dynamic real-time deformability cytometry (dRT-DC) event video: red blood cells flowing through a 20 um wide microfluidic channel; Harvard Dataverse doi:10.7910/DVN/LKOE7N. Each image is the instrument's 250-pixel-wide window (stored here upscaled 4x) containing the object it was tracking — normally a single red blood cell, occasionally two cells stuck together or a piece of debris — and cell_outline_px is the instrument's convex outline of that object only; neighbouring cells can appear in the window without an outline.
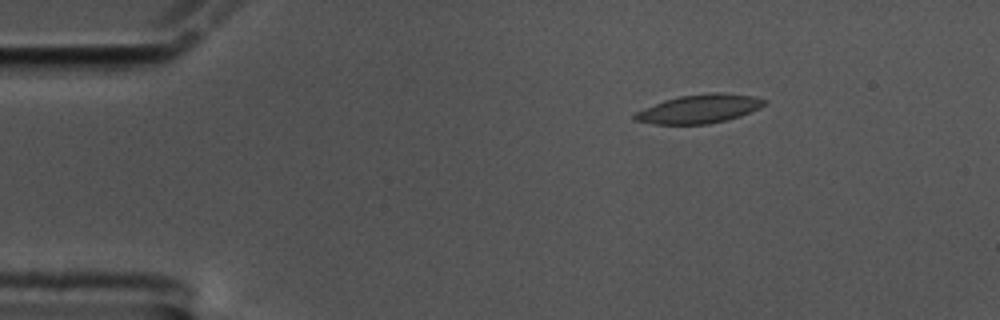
{"species": "common noctule bat (a hibernating species)", "species_latin": "Nyctalus noctula", "temperature_condition": "cold", "stored_images_in_passage": 51, "camera_frame_rate_fps": 3000, "um_per_image_px": 0.085, "animal": {"sex": "male", "body_mass_g": 17.5, "forearm_length_mm": 52.3}, "frame": {"image": 1, "passage_image": 1, "time_ms": 0.0, "image_size_px": [1000, 320], "cell_outline_px": [[764, 104], [760, 108], [740, 116], [708, 124], [656, 124], [636, 120], [632, 116], [636, 112], [664, 100], [680, 96], [748, 96], [764, 100]], "centroid_in_image_um": [59.34, 9.32], "position_along_channel_um": 25.7, "area_um2": 20.06}}
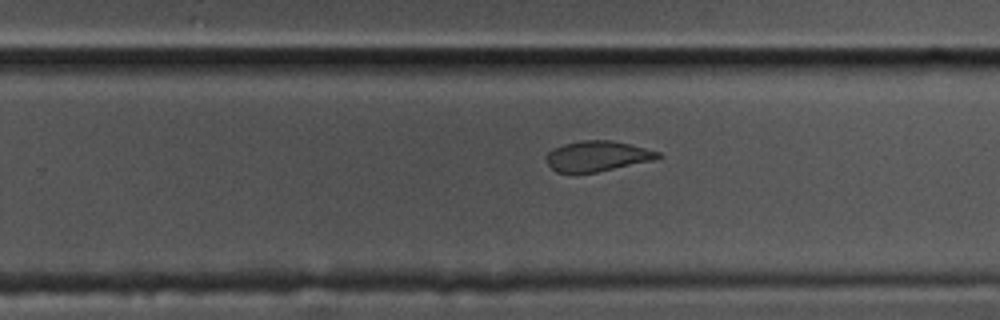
{"frame": {"image": 2, "passage_image": 29, "time_ms": 9.333, "image_size_px": [1000, 320], "cell_outline_px": [[664, 156], [656, 160], [596, 172], [556, 172], [548, 164], [544, 156], [552, 148], [564, 144], [580, 140], [612, 140], [660, 152]], "centroid_in_image_um": [50.78, 13.26], "position_along_channel_um": 279.0, "area_um2": 19.83}}
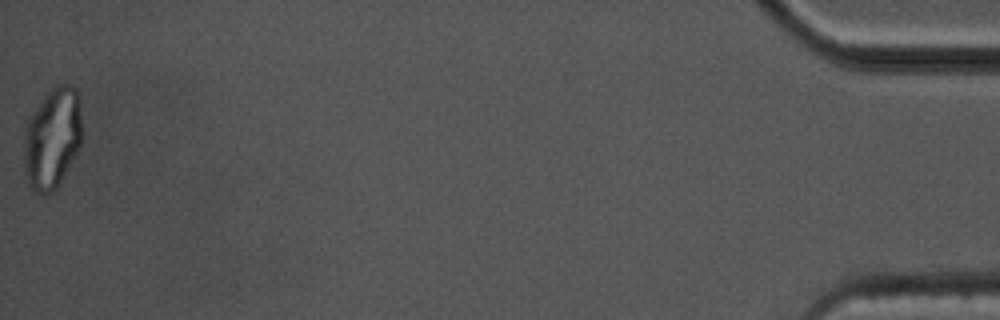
{"frame": {"image": 3, "passage_image": 51, "time_ms": 16.667, "image_size_px": [1000, 320], "cell_outline_px": [[80, 144], [68, 168], [56, 188], [52, 192], [44, 196], [32, 192], [28, 184], [24, 172], [24, 128], [32, 112], [44, 96], [56, 84], [72, 84], [76, 88], [80, 96]], "centroid_in_image_um": [4.41, 11.76], "position_along_channel_um": 430.8, "area_um2": 34.45}, "authors_computed_cell_mechanics": {"area_um2": 21.097, "velocity_mm_per_s": 3.3953, "shape_relaxation_time_tau1_ms": null, "shape_relaxation_time_tau2_ms": 3.4315, "deformation_change_tau1": null, "deformation_change_tau2": 0.0834}}